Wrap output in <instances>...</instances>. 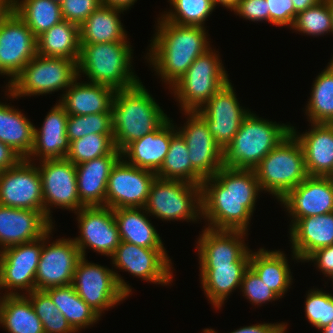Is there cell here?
Wrapping results in <instances>:
<instances>
[{"instance_id":"4","label":"cell","mask_w":333,"mask_h":333,"mask_svg":"<svg viewBox=\"0 0 333 333\" xmlns=\"http://www.w3.org/2000/svg\"><path fill=\"white\" fill-rule=\"evenodd\" d=\"M128 41L80 44L77 63L78 76H87L89 82L125 90L140 83L131 69L132 51ZM132 56V57H131Z\"/></svg>"},{"instance_id":"40","label":"cell","mask_w":333,"mask_h":333,"mask_svg":"<svg viewBox=\"0 0 333 333\" xmlns=\"http://www.w3.org/2000/svg\"><path fill=\"white\" fill-rule=\"evenodd\" d=\"M305 114L311 123L333 124V59L316 76Z\"/></svg>"},{"instance_id":"37","label":"cell","mask_w":333,"mask_h":333,"mask_svg":"<svg viewBox=\"0 0 333 333\" xmlns=\"http://www.w3.org/2000/svg\"><path fill=\"white\" fill-rule=\"evenodd\" d=\"M45 292L76 332L100 320V316L76 293L72 285L52 287Z\"/></svg>"},{"instance_id":"61","label":"cell","mask_w":333,"mask_h":333,"mask_svg":"<svg viewBox=\"0 0 333 333\" xmlns=\"http://www.w3.org/2000/svg\"><path fill=\"white\" fill-rule=\"evenodd\" d=\"M52 1L57 2L59 4L62 2V0H52Z\"/></svg>"},{"instance_id":"46","label":"cell","mask_w":333,"mask_h":333,"mask_svg":"<svg viewBox=\"0 0 333 333\" xmlns=\"http://www.w3.org/2000/svg\"><path fill=\"white\" fill-rule=\"evenodd\" d=\"M306 295V318L313 327L320 330L333 321V294L311 289Z\"/></svg>"},{"instance_id":"39","label":"cell","mask_w":333,"mask_h":333,"mask_svg":"<svg viewBox=\"0 0 333 333\" xmlns=\"http://www.w3.org/2000/svg\"><path fill=\"white\" fill-rule=\"evenodd\" d=\"M14 12L36 37L64 20L60 4L52 0H14Z\"/></svg>"},{"instance_id":"20","label":"cell","mask_w":333,"mask_h":333,"mask_svg":"<svg viewBox=\"0 0 333 333\" xmlns=\"http://www.w3.org/2000/svg\"><path fill=\"white\" fill-rule=\"evenodd\" d=\"M187 122L177 131L185 139L192 167L205 179L223 167V149L211 135L206 121L196 112L188 111Z\"/></svg>"},{"instance_id":"57","label":"cell","mask_w":333,"mask_h":333,"mask_svg":"<svg viewBox=\"0 0 333 333\" xmlns=\"http://www.w3.org/2000/svg\"><path fill=\"white\" fill-rule=\"evenodd\" d=\"M214 5L217 6L218 4L230 9L231 11L236 7L239 0H213Z\"/></svg>"},{"instance_id":"44","label":"cell","mask_w":333,"mask_h":333,"mask_svg":"<svg viewBox=\"0 0 333 333\" xmlns=\"http://www.w3.org/2000/svg\"><path fill=\"white\" fill-rule=\"evenodd\" d=\"M293 30L311 36L333 33L331 12L326 0L297 14Z\"/></svg>"},{"instance_id":"62","label":"cell","mask_w":333,"mask_h":333,"mask_svg":"<svg viewBox=\"0 0 333 333\" xmlns=\"http://www.w3.org/2000/svg\"><path fill=\"white\" fill-rule=\"evenodd\" d=\"M329 278H331L332 280V282H333V274H331L330 276H329ZM333 284V283H332Z\"/></svg>"},{"instance_id":"10","label":"cell","mask_w":333,"mask_h":333,"mask_svg":"<svg viewBox=\"0 0 333 333\" xmlns=\"http://www.w3.org/2000/svg\"><path fill=\"white\" fill-rule=\"evenodd\" d=\"M144 209L163 221L195 222L202 217L201 185L156 177Z\"/></svg>"},{"instance_id":"27","label":"cell","mask_w":333,"mask_h":333,"mask_svg":"<svg viewBox=\"0 0 333 333\" xmlns=\"http://www.w3.org/2000/svg\"><path fill=\"white\" fill-rule=\"evenodd\" d=\"M172 122L168 118L156 131L130 143L121 152V157L135 167L156 173L168 153L171 137L177 132Z\"/></svg>"},{"instance_id":"53","label":"cell","mask_w":333,"mask_h":333,"mask_svg":"<svg viewBox=\"0 0 333 333\" xmlns=\"http://www.w3.org/2000/svg\"><path fill=\"white\" fill-rule=\"evenodd\" d=\"M22 158L0 141V172L15 166Z\"/></svg>"},{"instance_id":"56","label":"cell","mask_w":333,"mask_h":333,"mask_svg":"<svg viewBox=\"0 0 333 333\" xmlns=\"http://www.w3.org/2000/svg\"><path fill=\"white\" fill-rule=\"evenodd\" d=\"M322 0H292L295 12L298 14L307 8L316 6Z\"/></svg>"},{"instance_id":"5","label":"cell","mask_w":333,"mask_h":333,"mask_svg":"<svg viewBox=\"0 0 333 333\" xmlns=\"http://www.w3.org/2000/svg\"><path fill=\"white\" fill-rule=\"evenodd\" d=\"M291 133V125L259 118L250 112L231 143L223 150V167L254 170Z\"/></svg>"},{"instance_id":"11","label":"cell","mask_w":333,"mask_h":333,"mask_svg":"<svg viewBox=\"0 0 333 333\" xmlns=\"http://www.w3.org/2000/svg\"><path fill=\"white\" fill-rule=\"evenodd\" d=\"M38 169L42 180L44 215L51 222L50 208L53 205L74 213L85 207L79 199L75 164L66 158L48 159L40 161Z\"/></svg>"},{"instance_id":"25","label":"cell","mask_w":333,"mask_h":333,"mask_svg":"<svg viewBox=\"0 0 333 333\" xmlns=\"http://www.w3.org/2000/svg\"><path fill=\"white\" fill-rule=\"evenodd\" d=\"M294 128L291 133L303 148L308 176L333 178V124L311 123V130L304 134Z\"/></svg>"},{"instance_id":"47","label":"cell","mask_w":333,"mask_h":333,"mask_svg":"<svg viewBox=\"0 0 333 333\" xmlns=\"http://www.w3.org/2000/svg\"><path fill=\"white\" fill-rule=\"evenodd\" d=\"M240 289L243 296L254 305L262 306L266 302L279 299L250 267L244 272Z\"/></svg>"},{"instance_id":"30","label":"cell","mask_w":333,"mask_h":333,"mask_svg":"<svg viewBox=\"0 0 333 333\" xmlns=\"http://www.w3.org/2000/svg\"><path fill=\"white\" fill-rule=\"evenodd\" d=\"M249 263H230L223 266H200V278L208 301L219 310L228 295L241 288L244 272Z\"/></svg>"},{"instance_id":"17","label":"cell","mask_w":333,"mask_h":333,"mask_svg":"<svg viewBox=\"0 0 333 333\" xmlns=\"http://www.w3.org/2000/svg\"><path fill=\"white\" fill-rule=\"evenodd\" d=\"M232 83L221 87L196 112L206 121L216 143L225 150L240 129L250 110L243 109L236 98Z\"/></svg>"},{"instance_id":"42","label":"cell","mask_w":333,"mask_h":333,"mask_svg":"<svg viewBox=\"0 0 333 333\" xmlns=\"http://www.w3.org/2000/svg\"><path fill=\"white\" fill-rule=\"evenodd\" d=\"M173 10L161 14L169 22L183 26L204 28L206 19L215 9L213 0H168Z\"/></svg>"},{"instance_id":"48","label":"cell","mask_w":333,"mask_h":333,"mask_svg":"<svg viewBox=\"0 0 333 333\" xmlns=\"http://www.w3.org/2000/svg\"><path fill=\"white\" fill-rule=\"evenodd\" d=\"M99 6L101 0H62L60 3L63 19L79 27Z\"/></svg>"},{"instance_id":"12","label":"cell","mask_w":333,"mask_h":333,"mask_svg":"<svg viewBox=\"0 0 333 333\" xmlns=\"http://www.w3.org/2000/svg\"><path fill=\"white\" fill-rule=\"evenodd\" d=\"M53 227L43 236V247L37 266L35 290L72 285L77 262L81 258L74 240L57 239L49 243ZM47 244V245H46Z\"/></svg>"},{"instance_id":"2","label":"cell","mask_w":333,"mask_h":333,"mask_svg":"<svg viewBox=\"0 0 333 333\" xmlns=\"http://www.w3.org/2000/svg\"><path fill=\"white\" fill-rule=\"evenodd\" d=\"M158 25L150 41L148 63L162 81L171 87L187 71L194 60L210 49L206 28L183 26L157 19ZM156 69V70H155Z\"/></svg>"},{"instance_id":"52","label":"cell","mask_w":333,"mask_h":333,"mask_svg":"<svg viewBox=\"0 0 333 333\" xmlns=\"http://www.w3.org/2000/svg\"><path fill=\"white\" fill-rule=\"evenodd\" d=\"M287 323H264L241 327L231 333H285Z\"/></svg>"},{"instance_id":"38","label":"cell","mask_w":333,"mask_h":333,"mask_svg":"<svg viewBox=\"0 0 333 333\" xmlns=\"http://www.w3.org/2000/svg\"><path fill=\"white\" fill-rule=\"evenodd\" d=\"M188 153L185 139L177 131L171 137L168 153L156 172L157 177L201 185L204 178L192 167Z\"/></svg>"},{"instance_id":"50","label":"cell","mask_w":333,"mask_h":333,"mask_svg":"<svg viewBox=\"0 0 333 333\" xmlns=\"http://www.w3.org/2000/svg\"><path fill=\"white\" fill-rule=\"evenodd\" d=\"M232 11L249 21L263 22L265 20L269 22V11L266 0H239Z\"/></svg>"},{"instance_id":"54","label":"cell","mask_w":333,"mask_h":333,"mask_svg":"<svg viewBox=\"0 0 333 333\" xmlns=\"http://www.w3.org/2000/svg\"><path fill=\"white\" fill-rule=\"evenodd\" d=\"M14 12V0H0V26Z\"/></svg>"},{"instance_id":"35","label":"cell","mask_w":333,"mask_h":333,"mask_svg":"<svg viewBox=\"0 0 333 333\" xmlns=\"http://www.w3.org/2000/svg\"><path fill=\"white\" fill-rule=\"evenodd\" d=\"M0 299V324L8 333H45L29 298L24 294Z\"/></svg>"},{"instance_id":"23","label":"cell","mask_w":333,"mask_h":333,"mask_svg":"<svg viewBox=\"0 0 333 333\" xmlns=\"http://www.w3.org/2000/svg\"><path fill=\"white\" fill-rule=\"evenodd\" d=\"M53 224L40 211L0 205V250L39 239Z\"/></svg>"},{"instance_id":"26","label":"cell","mask_w":333,"mask_h":333,"mask_svg":"<svg viewBox=\"0 0 333 333\" xmlns=\"http://www.w3.org/2000/svg\"><path fill=\"white\" fill-rule=\"evenodd\" d=\"M289 232L293 259L305 262L316 250L333 245V212L300 218Z\"/></svg>"},{"instance_id":"18","label":"cell","mask_w":333,"mask_h":333,"mask_svg":"<svg viewBox=\"0 0 333 333\" xmlns=\"http://www.w3.org/2000/svg\"><path fill=\"white\" fill-rule=\"evenodd\" d=\"M166 249H151L124 241L110 257L114 267L153 284L169 285L172 282V262Z\"/></svg>"},{"instance_id":"9","label":"cell","mask_w":333,"mask_h":333,"mask_svg":"<svg viewBox=\"0 0 333 333\" xmlns=\"http://www.w3.org/2000/svg\"><path fill=\"white\" fill-rule=\"evenodd\" d=\"M81 257L77 262L72 286L76 293L99 315L125 300L132 289L122 277L105 266Z\"/></svg>"},{"instance_id":"13","label":"cell","mask_w":333,"mask_h":333,"mask_svg":"<svg viewBox=\"0 0 333 333\" xmlns=\"http://www.w3.org/2000/svg\"><path fill=\"white\" fill-rule=\"evenodd\" d=\"M156 177L155 172L135 167L121 157L108 178L105 206L111 209L144 208Z\"/></svg>"},{"instance_id":"41","label":"cell","mask_w":333,"mask_h":333,"mask_svg":"<svg viewBox=\"0 0 333 333\" xmlns=\"http://www.w3.org/2000/svg\"><path fill=\"white\" fill-rule=\"evenodd\" d=\"M108 154H121L115 147L113 134L91 133L70 142L66 159L78 165Z\"/></svg>"},{"instance_id":"58","label":"cell","mask_w":333,"mask_h":333,"mask_svg":"<svg viewBox=\"0 0 333 333\" xmlns=\"http://www.w3.org/2000/svg\"><path fill=\"white\" fill-rule=\"evenodd\" d=\"M320 330H322V333H333V324H328Z\"/></svg>"},{"instance_id":"3","label":"cell","mask_w":333,"mask_h":333,"mask_svg":"<svg viewBox=\"0 0 333 333\" xmlns=\"http://www.w3.org/2000/svg\"><path fill=\"white\" fill-rule=\"evenodd\" d=\"M168 118L142 82L116 90L111 108L115 147L122 152L130 143L156 131Z\"/></svg>"},{"instance_id":"24","label":"cell","mask_w":333,"mask_h":333,"mask_svg":"<svg viewBox=\"0 0 333 333\" xmlns=\"http://www.w3.org/2000/svg\"><path fill=\"white\" fill-rule=\"evenodd\" d=\"M68 113L58 102L44 119L41 128H34L33 147L26 160L40 161L66 158L70 141L67 136ZM34 157V158H33Z\"/></svg>"},{"instance_id":"36","label":"cell","mask_w":333,"mask_h":333,"mask_svg":"<svg viewBox=\"0 0 333 333\" xmlns=\"http://www.w3.org/2000/svg\"><path fill=\"white\" fill-rule=\"evenodd\" d=\"M80 47L79 26L65 20L37 37V55L78 61Z\"/></svg>"},{"instance_id":"22","label":"cell","mask_w":333,"mask_h":333,"mask_svg":"<svg viewBox=\"0 0 333 333\" xmlns=\"http://www.w3.org/2000/svg\"><path fill=\"white\" fill-rule=\"evenodd\" d=\"M196 242L200 266L249 263L251 250L245 244L246 231L204 228Z\"/></svg>"},{"instance_id":"19","label":"cell","mask_w":333,"mask_h":333,"mask_svg":"<svg viewBox=\"0 0 333 333\" xmlns=\"http://www.w3.org/2000/svg\"><path fill=\"white\" fill-rule=\"evenodd\" d=\"M37 55V37L12 13L0 26V74L11 77L8 84Z\"/></svg>"},{"instance_id":"7","label":"cell","mask_w":333,"mask_h":333,"mask_svg":"<svg viewBox=\"0 0 333 333\" xmlns=\"http://www.w3.org/2000/svg\"><path fill=\"white\" fill-rule=\"evenodd\" d=\"M77 63L67 58L36 55L12 82L6 84V95L18 99L66 91L78 77Z\"/></svg>"},{"instance_id":"49","label":"cell","mask_w":333,"mask_h":333,"mask_svg":"<svg viewBox=\"0 0 333 333\" xmlns=\"http://www.w3.org/2000/svg\"><path fill=\"white\" fill-rule=\"evenodd\" d=\"M269 23L276 26L292 27L297 16L292 0H266Z\"/></svg>"},{"instance_id":"1","label":"cell","mask_w":333,"mask_h":333,"mask_svg":"<svg viewBox=\"0 0 333 333\" xmlns=\"http://www.w3.org/2000/svg\"><path fill=\"white\" fill-rule=\"evenodd\" d=\"M262 192L254 170L222 167L201 184L202 218L206 228L248 231Z\"/></svg>"},{"instance_id":"45","label":"cell","mask_w":333,"mask_h":333,"mask_svg":"<svg viewBox=\"0 0 333 333\" xmlns=\"http://www.w3.org/2000/svg\"><path fill=\"white\" fill-rule=\"evenodd\" d=\"M66 130L70 142L91 133L113 134L111 112L88 115L68 114Z\"/></svg>"},{"instance_id":"6","label":"cell","mask_w":333,"mask_h":333,"mask_svg":"<svg viewBox=\"0 0 333 333\" xmlns=\"http://www.w3.org/2000/svg\"><path fill=\"white\" fill-rule=\"evenodd\" d=\"M262 191L278 201L308 177L300 142L290 133L254 169Z\"/></svg>"},{"instance_id":"32","label":"cell","mask_w":333,"mask_h":333,"mask_svg":"<svg viewBox=\"0 0 333 333\" xmlns=\"http://www.w3.org/2000/svg\"><path fill=\"white\" fill-rule=\"evenodd\" d=\"M249 267L279 297H283L292 283V274L286 254L260 248L250 254Z\"/></svg>"},{"instance_id":"28","label":"cell","mask_w":333,"mask_h":333,"mask_svg":"<svg viewBox=\"0 0 333 333\" xmlns=\"http://www.w3.org/2000/svg\"><path fill=\"white\" fill-rule=\"evenodd\" d=\"M121 154H108L76 165L80 202L85 207L105 206L110 172Z\"/></svg>"},{"instance_id":"59","label":"cell","mask_w":333,"mask_h":333,"mask_svg":"<svg viewBox=\"0 0 333 333\" xmlns=\"http://www.w3.org/2000/svg\"><path fill=\"white\" fill-rule=\"evenodd\" d=\"M328 2V6L331 12V17H332V29H333V0H326ZM333 34V33H332Z\"/></svg>"},{"instance_id":"55","label":"cell","mask_w":333,"mask_h":333,"mask_svg":"<svg viewBox=\"0 0 333 333\" xmlns=\"http://www.w3.org/2000/svg\"><path fill=\"white\" fill-rule=\"evenodd\" d=\"M136 1L137 0H101V5L127 11Z\"/></svg>"},{"instance_id":"60","label":"cell","mask_w":333,"mask_h":333,"mask_svg":"<svg viewBox=\"0 0 333 333\" xmlns=\"http://www.w3.org/2000/svg\"><path fill=\"white\" fill-rule=\"evenodd\" d=\"M203 332L204 333H216V331L211 329V328L210 329L206 328V329L203 330Z\"/></svg>"},{"instance_id":"14","label":"cell","mask_w":333,"mask_h":333,"mask_svg":"<svg viewBox=\"0 0 333 333\" xmlns=\"http://www.w3.org/2000/svg\"><path fill=\"white\" fill-rule=\"evenodd\" d=\"M21 159L0 172V205L44 214L42 180L38 166Z\"/></svg>"},{"instance_id":"15","label":"cell","mask_w":333,"mask_h":333,"mask_svg":"<svg viewBox=\"0 0 333 333\" xmlns=\"http://www.w3.org/2000/svg\"><path fill=\"white\" fill-rule=\"evenodd\" d=\"M42 247L43 236L0 250V290L8 289L5 295H20L18 289H25V294L35 290V277Z\"/></svg>"},{"instance_id":"21","label":"cell","mask_w":333,"mask_h":333,"mask_svg":"<svg viewBox=\"0 0 333 333\" xmlns=\"http://www.w3.org/2000/svg\"><path fill=\"white\" fill-rule=\"evenodd\" d=\"M279 201L292 218L290 227L300 218L332 213L333 178L308 176Z\"/></svg>"},{"instance_id":"31","label":"cell","mask_w":333,"mask_h":333,"mask_svg":"<svg viewBox=\"0 0 333 333\" xmlns=\"http://www.w3.org/2000/svg\"><path fill=\"white\" fill-rule=\"evenodd\" d=\"M144 210V208L113 209L121 241L151 249H165L161 237L148 220L147 211Z\"/></svg>"},{"instance_id":"33","label":"cell","mask_w":333,"mask_h":333,"mask_svg":"<svg viewBox=\"0 0 333 333\" xmlns=\"http://www.w3.org/2000/svg\"><path fill=\"white\" fill-rule=\"evenodd\" d=\"M123 10L99 6L79 27L80 44L127 41V33L120 21Z\"/></svg>"},{"instance_id":"43","label":"cell","mask_w":333,"mask_h":333,"mask_svg":"<svg viewBox=\"0 0 333 333\" xmlns=\"http://www.w3.org/2000/svg\"><path fill=\"white\" fill-rule=\"evenodd\" d=\"M26 295L40 318L45 333H76L45 291L33 290Z\"/></svg>"},{"instance_id":"51","label":"cell","mask_w":333,"mask_h":333,"mask_svg":"<svg viewBox=\"0 0 333 333\" xmlns=\"http://www.w3.org/2000/svg\"><path fill=\"white\" fill-rule=\"evenodd\" d=\"M312 261L327 277L333 274V245L320 248L312 253L306 260Z\"/></svg>"},{"instance_id":"29","label":"cell","mask_w":333,"mask_h":333,"mask_svg":"<svg viewBox=\"0 0 333 333\" xmlns=\"http://www.w3.org/2000/svg\"><path fill=\"white\" fill-rule=\"evenodd\" d=\"M79 76L70 87L63 92L59 103L71 115H88L111 112L116 90L112 87L83 81L77 82Z\"/></svg>"},{"instance_id":"8","label":"cell","mask_w":333,"mask_h":333,"mask_svg":"<svg viewBox=\"0 0 333 333\" xmlns=\"http://www.w3.org/2000/svg\"><path fill=\"white\" fill-rule=\"evenodd\" d=\"M219 53L208 49L198 56L188 71L170 89L180 103L182 111L199 110L230 79Z\"/></svg>"},{"instance_id":"16","label":"cell","mask_w":333,"mask_h":333,"mask_svg":"<svg viewBox=\"0 0 333 333\" xmlns=\"http://www.w3.org/2000/svg\"><path fill=\"white\" fill-rule=\"evenodd\" d=\"M75 214L78 215L80 236L73 240L81 257H85L86 247L111 257L121 242L113 209L106 206L83 207Z\"/></svg>"},{"instance_id":"34","label":"cell","mask_w":333,"mask_h":333,"mask_svg":"<svg viewBox=\"0 0 333 333\" xmlns=\"http://www.w3.org/2000/svg\"><path fill=\"white\" fill-rule=\"evenodd\" d=\"M34 128L21 111L0 102V141L22 159L28 157L33 147Z\"/></svg>"}]
</instances>
